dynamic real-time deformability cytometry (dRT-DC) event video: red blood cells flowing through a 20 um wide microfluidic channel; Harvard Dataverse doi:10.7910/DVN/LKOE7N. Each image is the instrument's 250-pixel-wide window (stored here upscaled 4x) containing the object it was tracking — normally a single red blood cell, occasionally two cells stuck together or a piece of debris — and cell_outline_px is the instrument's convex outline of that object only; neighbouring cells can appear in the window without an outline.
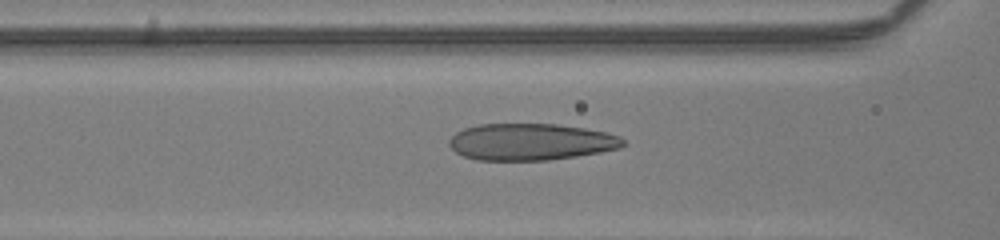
{"species": "human", "species_latin": "Homo sapiens", "temperature_condition": "room temperature", "stored_images_in_passage": 44, "camera_frame_rate_fps": 3000, "um_per_image_px": 0.085, "donor": {"sex": "male"}, "frame": {"image": 1, "passage_image": 20, "time_ms": 6.333, "image_size_px": [1000, 240], "cell_outline_px": [[628, 144], [620, 148], [600, 152], [576, 156], [548, 160], [476, 160], [464, 156], [456, 152], [448, 144], [448, 140], [456, 132], [464, 128], [476, 124], [556, 124], [584, 128], [608, 132], [620, 136]], "centroid_in_image_um": [45.13, 12.05], "position_along_channel_um": 121.5, "area_um2": 37.45}}
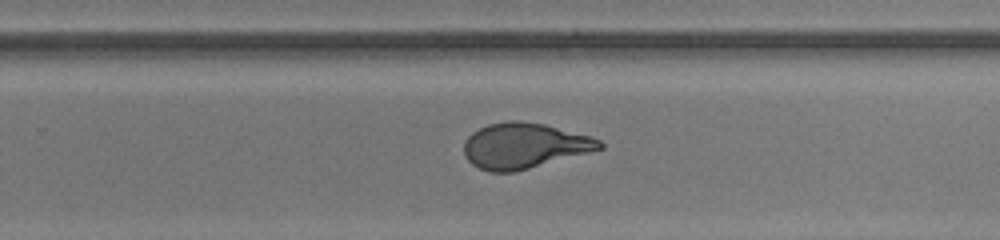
{"frame": {"image": 2, "passage_image": 32, "time_ms": 10.333, "image_size_px": [1000, 240], "cell_outline_px": [[604, 148], [516, 172], [492, 172], [480, 168], [472, 164], [464, 156], [464, 144], [468, 136], [472, 132], [488, 124], [508, 120], [520, 120], [544, 124], [592, 136], [600, 140], [604, 144]], "centroid_in_image_um": [44.56, 12.38], "position_along_channel_um": 285.2, "area_um2": 36.07}}
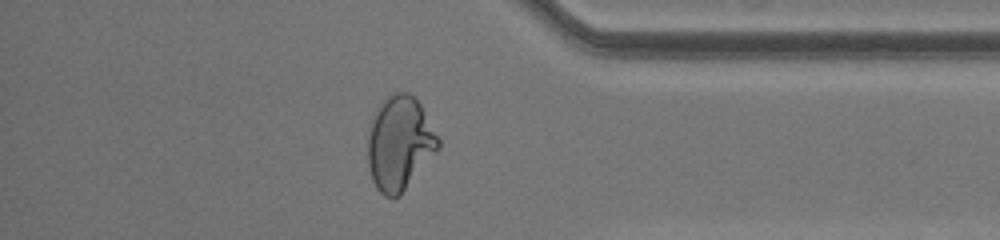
{"frame": {"image": 3, "passage_image": 41, "time_ms": 13.333, "image_size_px": [1000, 240], "cell_outline_px": [[440, 148], [400, 196], [392, 200], [384, 196], [376, 188], [372, 180], [368, 164], [368, 136], [372, 116], [376, 108], [388, 96], [396, 92], [408, 92], [420, 104], [440, 140]], "centroid_in_image_um": [33.96, 12.22], "position_along_channel_um": 401.2, "area_um2": 38.73}}